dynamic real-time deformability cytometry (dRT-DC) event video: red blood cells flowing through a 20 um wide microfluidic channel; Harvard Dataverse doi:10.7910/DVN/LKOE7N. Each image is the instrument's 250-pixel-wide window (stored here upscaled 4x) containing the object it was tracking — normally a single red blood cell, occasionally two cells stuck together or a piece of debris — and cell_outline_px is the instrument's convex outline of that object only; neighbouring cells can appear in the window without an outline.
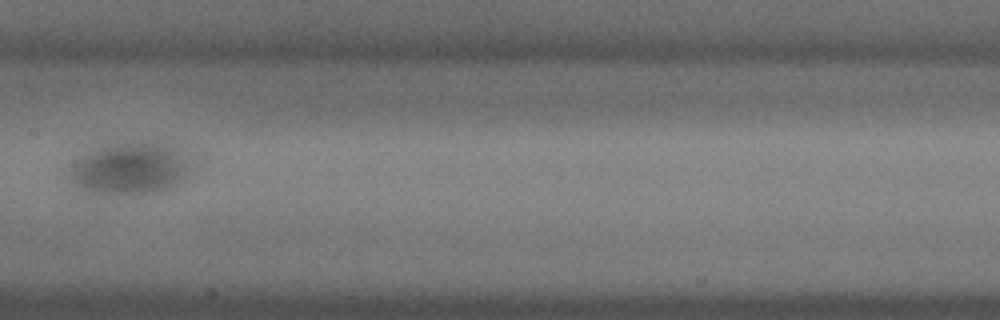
{"species": "common noctule bat (a hibernating species)", "species_latin": "Nyctalus noctula", "temperature_condition": "cold", "stored_images_in_passage": 7, "camera_frame_rate_fps": 3000, "um_per_image_px": 0.085, "animal": {"sex": "male", "body_mass_g": 18.8}, "frame": {"image": 1, "passage_image": 6, "time_ms": 1.667, "image_size_px": [1000, 320], "cell_outline_px": [[200, 156], [188, 172], [180, 180], [168, 188], [156, 192], [88, 192], [68, 172], [76, 160], [100, 144], [132, 140], [156, 140], [172, 144], [184, 148]], "centroid_in_image_um": [11.28, 14.16], "position_along_channel_um": 196.1, "area_um2": 37.74}}